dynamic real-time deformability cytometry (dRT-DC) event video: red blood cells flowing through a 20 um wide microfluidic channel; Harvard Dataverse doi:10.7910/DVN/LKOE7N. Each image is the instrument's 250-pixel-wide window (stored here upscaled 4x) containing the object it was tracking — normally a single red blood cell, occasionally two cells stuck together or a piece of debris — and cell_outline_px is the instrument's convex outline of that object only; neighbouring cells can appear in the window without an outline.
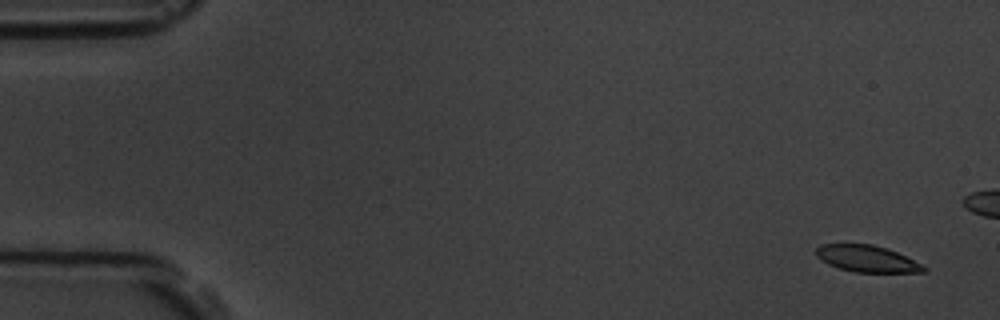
{"species": "common noctule bat (a hibernating species)", "species_latin": "Nyctalus noctula", "temperature_condition": "room temperature", "stored_images_in_passage": 5, "camera_frame_rate_fps": 3000, "um_per_image_px": 0.085, "animal": {"sex": "male", "body_mass_g": 19.5, "forearm_length_mm": 54.6}, "frame": {"image": 1, "passage_image": 1, "time_ms": 0.0, "image_size_px": [1000, 320], "cell_outline_px": [[928, 268], [924, 272], [856, 272], [840, 268], [828, 264], [820, 260], [816, 256], [816, 248], [820, 244], [872, 244], [888, 248]], "centroid_in_image_um": [73.65, 21.98], "position_along_channel_um": 11.3, "area_um2": 16.53}}